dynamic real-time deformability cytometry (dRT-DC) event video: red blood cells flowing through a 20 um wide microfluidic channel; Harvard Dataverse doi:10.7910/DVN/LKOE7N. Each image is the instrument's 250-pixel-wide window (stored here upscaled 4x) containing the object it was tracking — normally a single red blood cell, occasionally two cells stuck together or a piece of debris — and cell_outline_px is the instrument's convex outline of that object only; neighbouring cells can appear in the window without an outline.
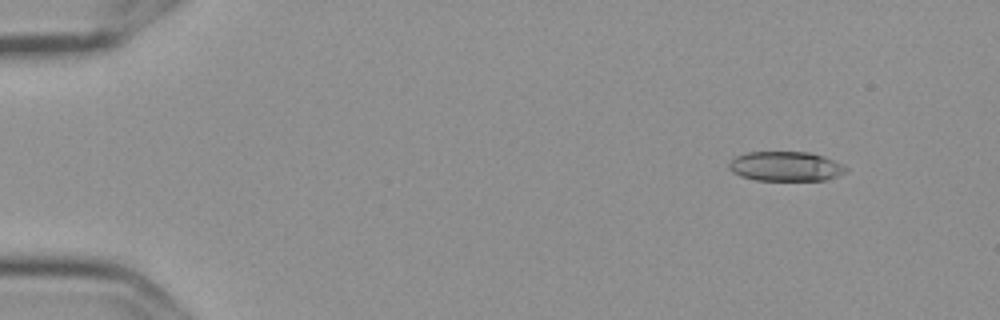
{"species": "Egyptian fruit bat (a non-hibernating species)", "species_latin": "Rousettus aegyptiacus", "temperature_condition": "cold", "stored_images_in_passage": 6, "camera_frame_rate_fps": 3000, "um_per_image_px": 0.085, "frame": {"image": 1, "passage_image": 2, "time_ms": 0.333, "image_size_px": [1000, 320], "cell_outline_px": [[848, 168], [844, 172], [836, 176], [824, 180], [756, 180], [740, 176], [732, 172], [728, 168], [728, 164], [736, 156], [748, 152], [808, 152], [824, 156]], "centroid_in_image_um": [66.73, 14.14], "position_along_channel_um": 18.3, "area_um2": 20.0}}
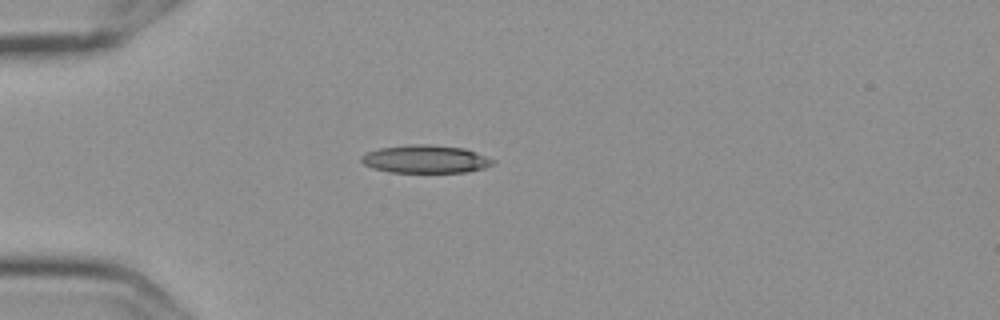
{"frame": {"image": 2, "passage_image": 5, "time_ms": 1.333, "image_size_px": [1000, 320], "cell_outline_px": [[496, 164], [484, 168], [464, 172], [388, 172], [372, 168], [364, 164], [360, 160], [360, 156], [368, 152], [380, 148], [408, 144], [428, 144], [464, 148], [476, 152], [492, 160]], "centroid_in_image_um": [36.13, 13.52], "position_along_channel_um": 48.9, "area_um2": 21.39}}